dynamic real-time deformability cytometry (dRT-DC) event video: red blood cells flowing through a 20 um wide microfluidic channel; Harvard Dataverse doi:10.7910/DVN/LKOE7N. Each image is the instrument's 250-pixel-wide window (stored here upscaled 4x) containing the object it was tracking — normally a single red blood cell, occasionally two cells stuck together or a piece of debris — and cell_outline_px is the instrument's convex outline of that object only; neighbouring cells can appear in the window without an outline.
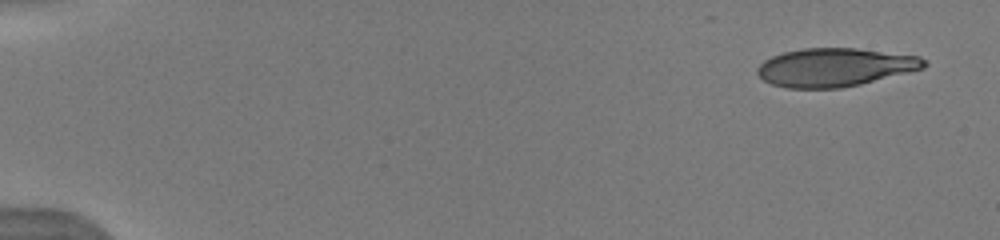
{"species": "human", "species_latin": "Homo sapiens", "temperature_condition": "warm", "stored_images_in_passage": 32, "camera_frame_rate_fps": 3000, "um_per_image_px": 0.085, "donor": {"sex": "male"}, "frame": {"image": 1, "passage_image": 1, "time_ms": 0.0, "image_size_px": [1000, 240], "cell_outline_px": [[928, 64], [924, 68], [860, 84], [840, 88], [788, 88], [772, 84], [764, 80], [756, 72], [756, 68], [764, 60], [772, 56], [784, 52], [804, 48], [856, 48], [920, 56], [928, 60]], "centroid_in_image_um": [70.98, 5.71], "position_along_channel_um": 14.0, "area_um2": 37.22}}
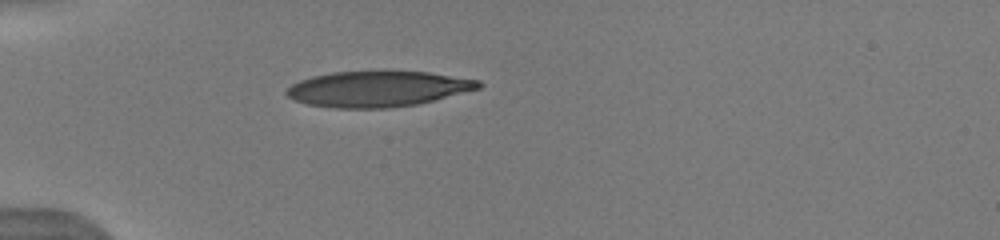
{"frame": {"image": 2, "passage_image": 9, "time_ms": 4.333, "image_size_px": [1000, 240], "cell_outline_px": [[484, 84], [480, 88], [416, 104], [388, 108], [336, 108], [308, 104], [296, 100], [288, 96], [284, 92], [292, 84], [300, 80], [312, 76], [332, 72], [384, 68], [428, 72], [480, 80]], "centroid_in_image_um": [32.11, 7.5], "position_along_channel_um": 52.9, "area_um2": 40.81}}
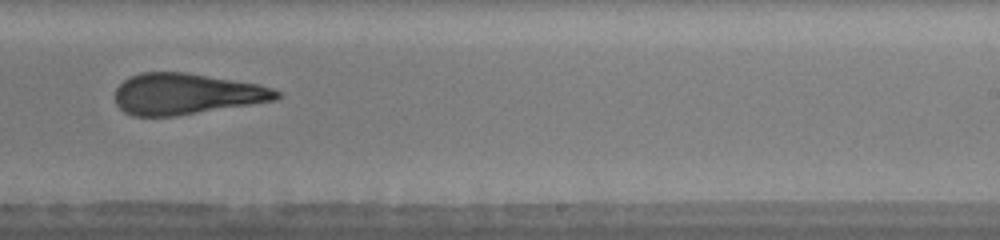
{"frame": {"image": 3, "passage_image": 23, "time_ms": 10.333, "image_size_px": [1000, 240], "cell_outline_px": [[280, 96], [276, 100], [252, 104], [176, 116], [132, 116], [124, 112], [116, 104], [116, 88], [124, 80], [140, 72], [184, 72], [260, 84], [272, 88], [280, 92]], "centroid_in_image_um": [15.84, 7.99], "position_along_channel_um": 273.2, "area_um2": 38.61}, "authors_computed_cell_mechanics": {"area_um2": 39.1884, "velocity_mm_per_s": 3.9996, "shape_relaxation_time_tau1_ms": 8.7842, "shape_relaxation_time_tau2_ms": 2.5152, "deformation_change_tau1": 0.2647, "deformation_change_tau2": 0.1399}}